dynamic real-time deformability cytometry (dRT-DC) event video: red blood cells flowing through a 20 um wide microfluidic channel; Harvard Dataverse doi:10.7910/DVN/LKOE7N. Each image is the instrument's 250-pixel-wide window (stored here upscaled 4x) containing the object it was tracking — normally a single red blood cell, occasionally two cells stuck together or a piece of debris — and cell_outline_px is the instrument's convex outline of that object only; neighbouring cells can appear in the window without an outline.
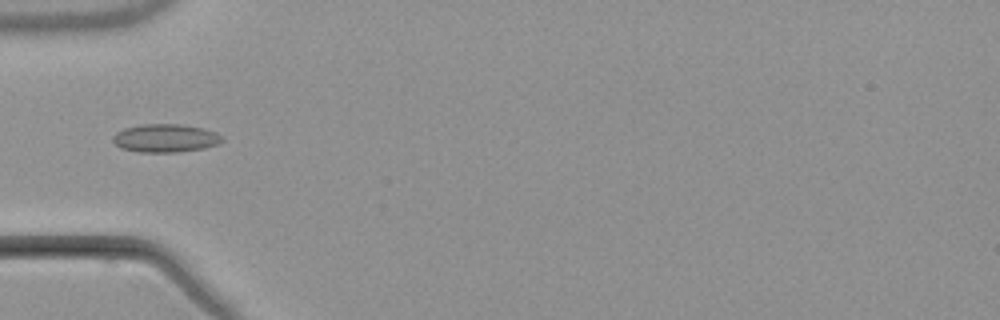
{"species": "common noctule bat (a hibernating species)", "species_latin": "Nyctalus noctula", "temperature_condition": "warm", "stored_images_in_passage": 3, "camera_frame_rate_fps": 3000, "um_per_image_px": 0.085, "animal": {"sex": "male", "body_mass_g": 21.5, "forearm_length_mm": 52.0}, "frame": {"image": 1, "passage_image": 3, "time_ms": 2.667, "image_size_px": [1000, 320], "cell_outline_px": [[224, 140], [216, 144], [204, 148], [176, 152], [140, 152], [120, 148], [112, 140], [112, 136], [116, 132], [124, 128], [140, 124], [180, 124], [204, 128], [216, 132]], "centroid_in_image_um": [14.03, 11.73], "position_along_channel_um": 71.0, "area_um2": 17.98}}